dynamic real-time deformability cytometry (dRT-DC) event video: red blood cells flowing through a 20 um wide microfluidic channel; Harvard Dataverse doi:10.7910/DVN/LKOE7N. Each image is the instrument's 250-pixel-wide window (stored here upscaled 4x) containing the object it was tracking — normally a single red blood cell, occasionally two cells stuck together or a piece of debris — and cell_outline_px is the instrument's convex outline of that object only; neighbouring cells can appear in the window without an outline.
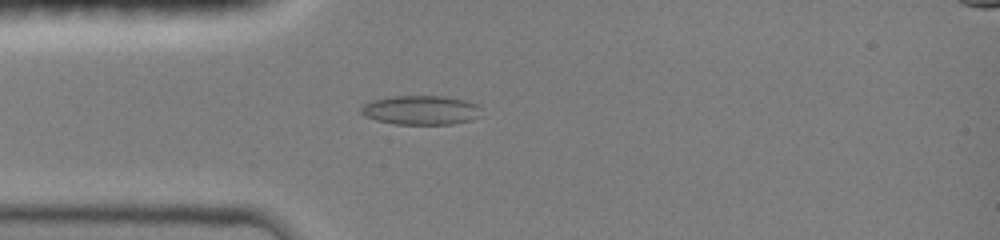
{"species": "common noctule bat (a hibernating species)", "species_latin": "Nyctalus noctula", "temperature_condition": "room temperature", "stored_images_in_passage": 41, "camera_frame_rate_fps": 3000, "um_per_image_px": 0.085, "animal": {"sex": "female", "body_mass_g": 19.0, "forearm_length_mm": 51.5}, "frame": {"image": 1, "passage_image": 4, "time_ms": 1.0, "image_size_px": [1000, 240], "cell_outline_px": [[480, 116], [472, 120], [452, 124], [396, 124], [376, 120], [364, 116], [360, 112], [360, 108], [364, 104], [372, 100], [392, 96], [444, 96], [464, 100], [480, 104]], "centroid_in_image_um": [35.79, 9.36], "position_along_channel_um": 49.2, "area_um2": 20.63}}
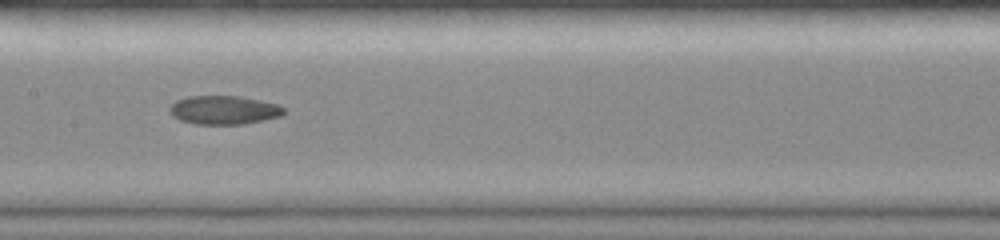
{"frame": {"image": 2, "passage_image": 15, "time_ms": 4.667, "image_size_px": [1000, 240], "cell_outline_px": [[284, 112], [280, 116], [264, 120], [244, 124], [196, 124], [180, 120], [172, 116], [168, 108], [176, 100], [188, 96], [240, 96], [276, 104], [284, 108]], "centroid_in_image_um": [18.99, 9.35], "position_along_channel_um": 188.4, "area_um2": 19.02}}
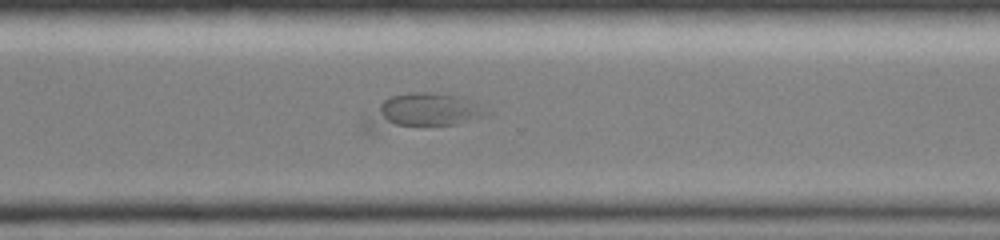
{"frame": {"image": 3, "passage_image": 26, "time_ms": 8.333, "image_size_px": [1000, 240], "cell_outline_px": [[492, 112], [488, 116], [456, 124], [372, 132], [364, 132], [364, 124], [380, 104], [384, 100], [392, 96], [408, 92], [436, 92], [460, 96]], "centroid_in_image_um": [35.93, 9.49], "position_along_channel_um": 334.7, "area_um2": 24.74}}